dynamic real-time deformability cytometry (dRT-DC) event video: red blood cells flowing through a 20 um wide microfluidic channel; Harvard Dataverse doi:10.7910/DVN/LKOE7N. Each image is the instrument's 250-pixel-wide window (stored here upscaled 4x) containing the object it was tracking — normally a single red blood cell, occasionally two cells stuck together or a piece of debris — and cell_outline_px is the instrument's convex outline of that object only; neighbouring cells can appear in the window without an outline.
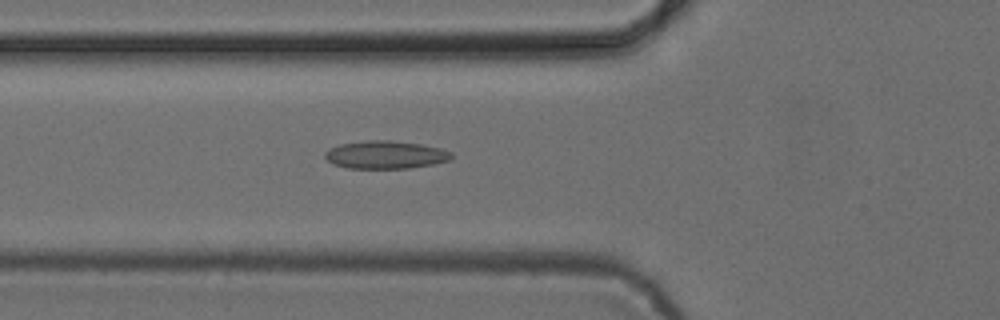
{"species": "common noctule bat (a hibernating species)", "species_latin": "Nyctalus noctula", "temperature_condition": "cold", "stored_images_in_passage": 52, "camera_frame_rate_fps": 3000, "um_per_image_px": 0.085, "animal": {"sex": "female", "body_mass_g": 24.6, "forearm_length_mm": 56.2}, "frame": {"image": 1, "passage_image": 19, "time_ms": 6.0, "image_size_px": [1000, 320], "cell_outline_px": [[452, 160], [432, 164], [408, 168], [348, 168], [332, 164], [324, 156], [324, 152], [328, 148], [340, 144], [368, 140], [388, 140], [420, 144], [440, 148], [452, 152]], "centroid_in_image_um": [32.75, 13.15], "position_along_channel_um": 93.1, "area_um2": 20.58}}
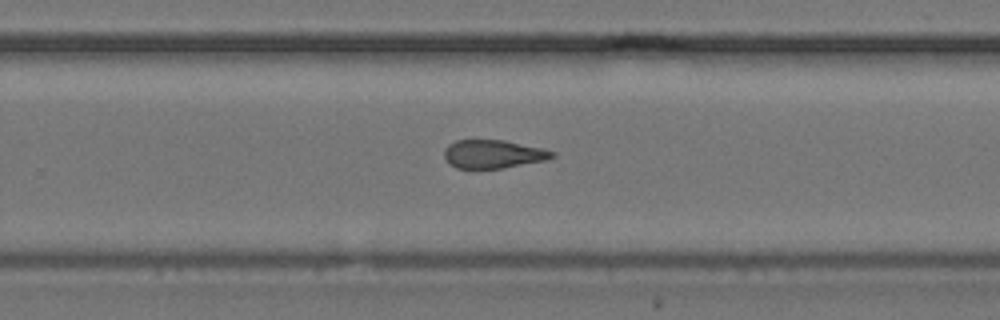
{"frame": {"image": 2, "passage_image": 34, "time_ms": 11.0, "image_size_px": [1000, 320], "cell_outline_px": [[556, 156], [548, 160], [504, 168], [456, 168], [448, 164], [444, 156], [444, 148], [448, 144], [456, 140], [504, 140], [544, 148], [556, 152]], "centroid_in_image_um": [41.95, 13.09], "position_along_channel_um": 287.9, "area_um2": 18.15}}
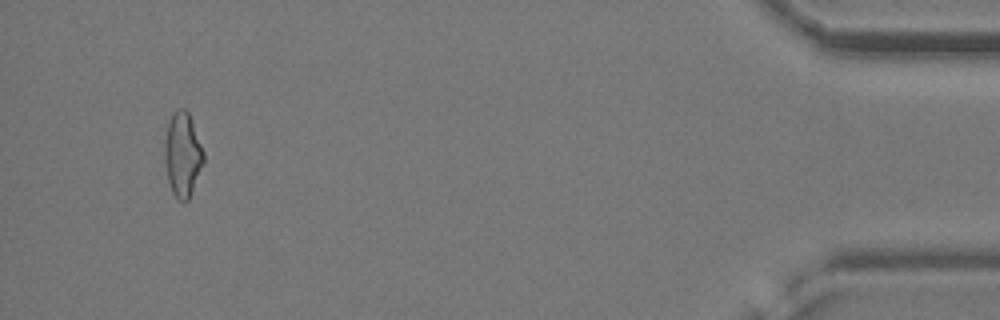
{"frame": {"image": 3, "passage_image": 50, "time_ms": 16.333, "image_size_px": [1000, 320], "cell_outline_px": [[204, 160], [192, 192], [188, 200], [176, 200], [172, 192], [168, 180], [164, 160], [164, 140], [168, 124], [172, 112], [176, 108], [184, 108], [188, 112], [204, 152]], "centroid_in_image_um": [15.5, 13.12], "position_along_channel_um": 419.7, "area_um2": 19.13}, "authors_computed_cell_mechanics": {"area_um2": 19.3052, "velocity_mm_per_s": 3.8915, "shape_relaxation_time_tau1_ms": null, "shape_relaxation_time_tau2_ms": 2.72, "deformation_change_tau1": null, "deformation_change_tau2": 0.1055}}